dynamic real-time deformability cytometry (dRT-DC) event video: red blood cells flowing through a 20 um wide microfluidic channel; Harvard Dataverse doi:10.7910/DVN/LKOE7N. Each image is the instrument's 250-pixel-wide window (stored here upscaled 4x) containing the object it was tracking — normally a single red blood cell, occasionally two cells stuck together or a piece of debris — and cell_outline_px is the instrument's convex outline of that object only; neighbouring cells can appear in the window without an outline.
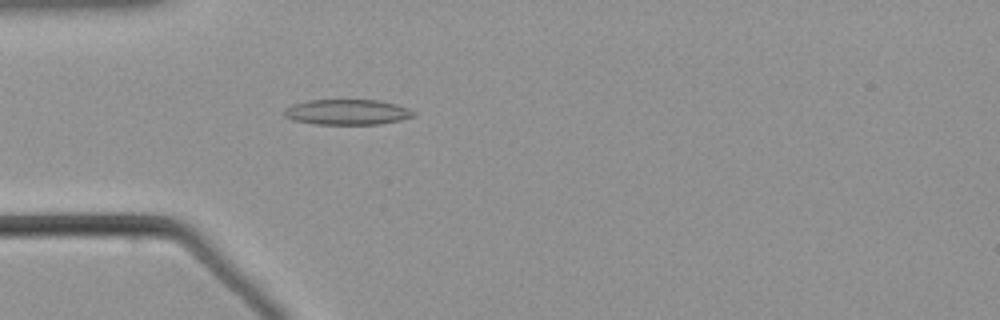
{"species": "common noctule bat (a hibernating species)", "species_latin": "Nyctalus noctula", "temperature_condition": "warm", "stored_images_in_passage": 56, "camera_frame_rate_fps": 3000, "um_per_image_px": 0.085, "animal": {"sex": "male", "body_mass_g": 21.5, "forearm_length_mm": 52.0}, "frame": {"image": 1, "passage_image": 17, "time_ms": 5.333, "image_size_px": [1000, 320], "cell_outline_px": [[416, 116], [400, 120], [380, 124], [316, 124], [292, 120], [284, 116], [280, 112], [284, 108], [292, 104], [308, 100], [380, 100], [396, 104], [408, 108], [416, 112]], "centroid_in_image_um": [29.48, 9.52], "position_along_channel_um": 55.5, "area_um2": 19.42}}
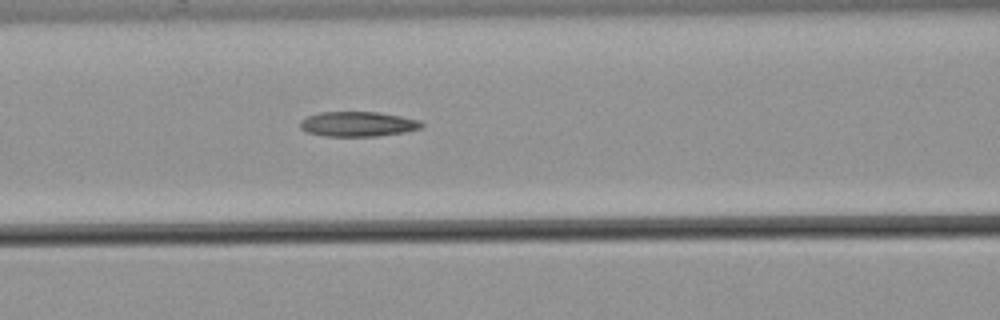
{"frame": {"image": 2, "passage_image": 24, "time_ms": 7.667, "image_size_px": [1000, 320], "cell_outline_px": [[424, 124], [420, 128], [404, 132], [376, 136], [324, 136], [304, 132], [300, 128], [300, 120], [308, 116], [320, 112], [376, 112], [400, 116], [420, 120]], "centroid_in_image_um": [30.37, 10.55], "position_along_channel_um": 136.2, "area_um2": 17.63}}
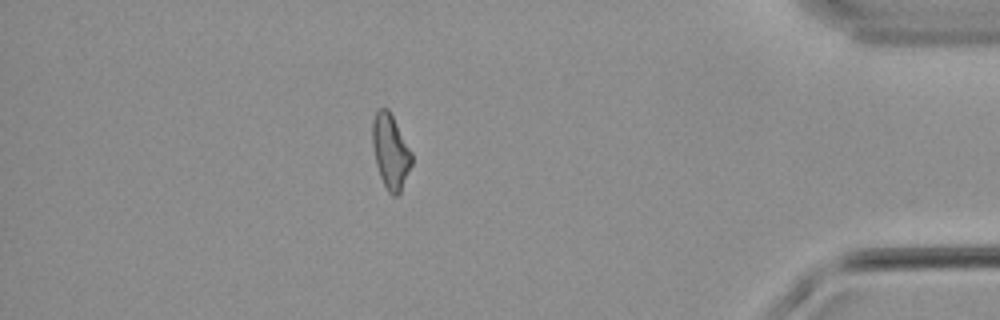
{"frame": {"image": 3, "passage_image": 49, "time_ms": 16.0, "image_size_px": [1000, 320], "cell_outline_px": [[412, 164], [400, 192], [396, 196], [392, 196], [388, 192], [380, 176], [376, 164], [372, 144], [372, 120], [376, 112], [380, 108], [388, 108], [412, 152]], "centroid_in_image_um": [33.19, 12.87], "position_along_channel_um": 402.0, "area_um2": 16.99}}